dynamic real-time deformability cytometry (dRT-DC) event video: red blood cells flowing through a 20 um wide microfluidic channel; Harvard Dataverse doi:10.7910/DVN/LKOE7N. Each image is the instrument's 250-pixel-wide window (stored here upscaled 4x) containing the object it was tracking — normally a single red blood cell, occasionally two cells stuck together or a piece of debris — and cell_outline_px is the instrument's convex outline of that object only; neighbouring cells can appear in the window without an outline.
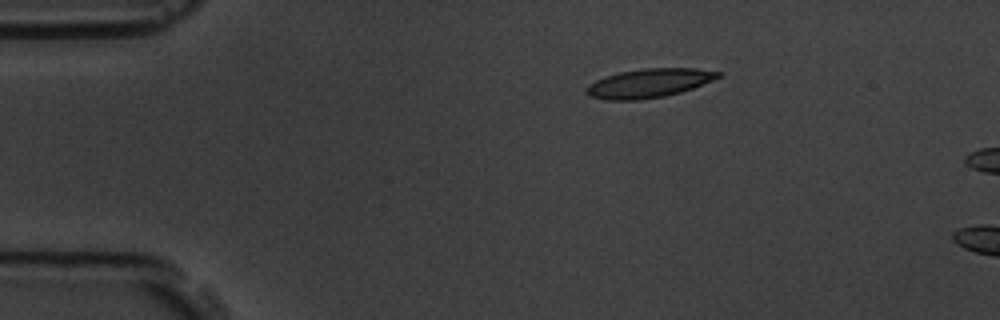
{"species": "common noctule bat (a hibernating species)", "species_latin": "Nyctalus noctula", "temperature_condition": "room temperature", "stored_images_in_passage": 2, "camera_frame_rate_fps": 3000, "um_per_image_px": 0.085, "animal": {"sex": "male", "body_mass_g": 19.5, "forearm_length_mm": 54.6}, "frame": {"image": 1, "passage_image": 1, "time_ms": 0.0, "image_size_px": [1000, 320], "cell_outline_px": [[724, 72], [720, 76], [712, 80], [692, 88], [680, 92], [664, 96], [640, 100], [608, 100], [588, 96], [584, 92], [584, 88], [588, 84], [604, 76], [620, 72], [644, 68], [696, 68]], "centroid_in_image_um": [55.12, 7.07], "position_along_channel_um": 29.9, "area_um2": 22.31}}